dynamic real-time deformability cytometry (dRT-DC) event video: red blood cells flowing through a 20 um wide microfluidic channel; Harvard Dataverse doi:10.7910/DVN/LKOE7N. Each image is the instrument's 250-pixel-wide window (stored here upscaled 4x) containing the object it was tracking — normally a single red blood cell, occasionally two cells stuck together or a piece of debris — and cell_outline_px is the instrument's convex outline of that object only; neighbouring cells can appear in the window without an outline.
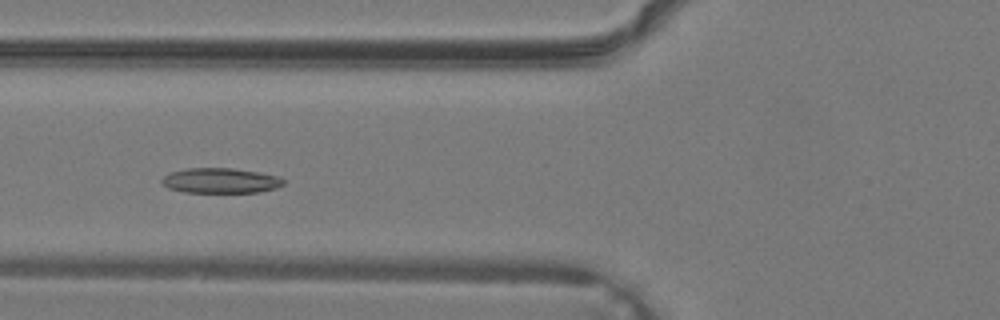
{"species": "common noctule bat (a hibernating species)", "species_latin": "Nyctalus noctula", "temperature_condition": "warm", "stored_images_in_passage": 29, "camera_frame_rate_fps": 3000, "um_per_image_px": 0.085, "animal": {"sex": "male", "body_mass_g": 19.2, "forearm_length_mm": 51.8}, "frame": {"image": 1, "passage_image": 6, "time_ms": 1.667, "image_size_px": [1000, 320], "cell_outline_px": [[284, 184], [276, 188], [260, 192], [184, 192], [168, 188], [160, 184], [160, 180], [164, 176], [172, 172], [188, 168], [232, 168], [260, 172], [280, 176], [284, 180]], "centroid_in_image_um": [18.75, 15.35], "position_along_channel_um": 107.0, "area_um2": 17.92}}
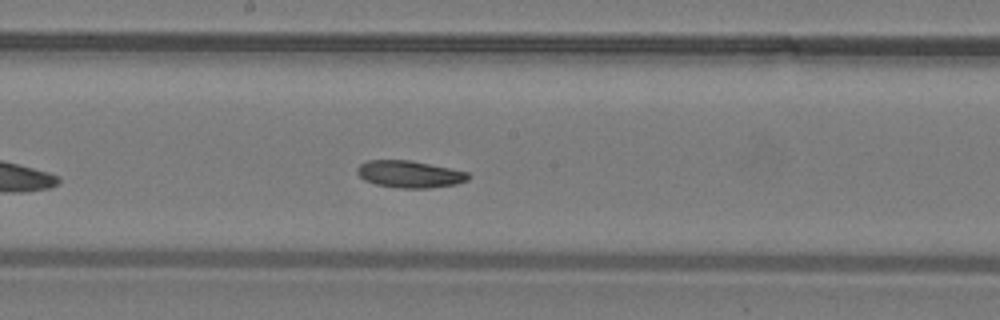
{"frame": {"image": 2, "passage_image": 12, "time_ms": 3.667, "image_size_px": [1000, 320], "cell_outline_px": [[468, 180], [456, 184], [428, 188], [400, 188], [376, 184], [364, 180], [356, 172], [356, 168], [360, 164], [368, 160], [408, 160], [468, 172]], "centroid_in_image_um": [34.77, 14.81], "position_along_channel_um": 213.4, "area_um2": 17.28}}
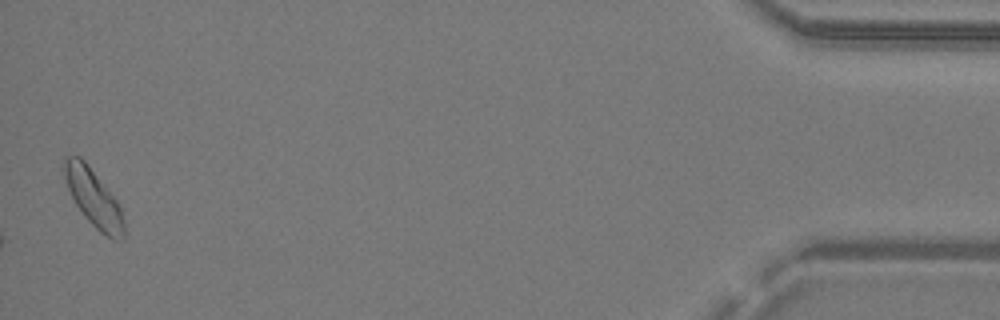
{"frame": {"image": 3, "passage_image": 29, "time_ms": 9.333, "image_size_px": [1000, 320], "cell_outline_px": [[124, 240], [112, 240], [100, 232], [84, 216], [76, 204], [68, 188], [60, 168], [64, 156], [80, 156], [84, 160], [120, 204], [124, 220]], "centroid_in_image_um": [7.94, 16.81], "position_along_channel_um": 427.3, "area_um2": 20.17}}